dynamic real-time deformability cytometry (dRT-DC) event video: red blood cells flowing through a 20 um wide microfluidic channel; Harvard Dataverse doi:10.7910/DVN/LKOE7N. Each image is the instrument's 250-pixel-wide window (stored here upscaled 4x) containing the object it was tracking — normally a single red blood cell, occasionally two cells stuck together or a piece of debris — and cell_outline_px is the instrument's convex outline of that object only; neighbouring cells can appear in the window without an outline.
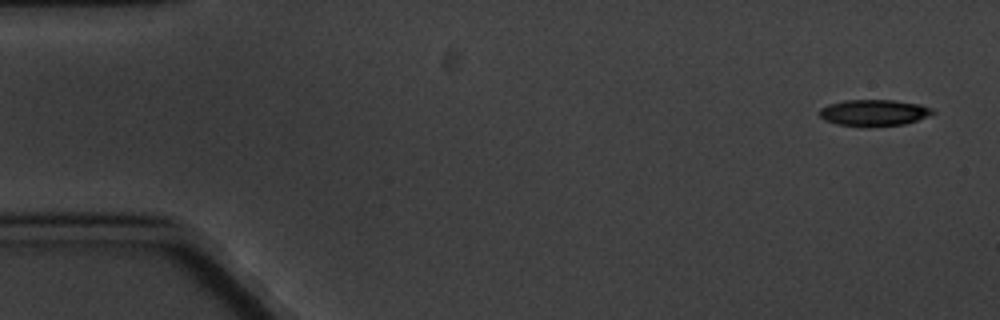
{"species": "common noctule bat (a hibernating species)", "species_latin": "Nyctalus noctula", "temperature_condition": "cold", "stored_images_in_passage": 4, "camera_frame_rate_fps": 3000, "um_per_image_px": 0.085, "animal": {"sex": "male", "body_mass_g": 20.1, "forearm_length_mm": 53.5}, "frame": {"image": 1, "passage_image": 1, "time_ms": 0.0, "image_size_px": [1000, 320], "cell_outline_px": [[936, 112], [916, 120], [904, 124], [868, 128], [836, 124], [824, 120], [820, 116], [820, 108], [828, 104], [844, 100], [892, 100], [920, 104], [932, 108]], "centroid_in_image_um": [74.25, 9.59], "position_along_channel_um": 10.8, "area_um2": 17.63}}
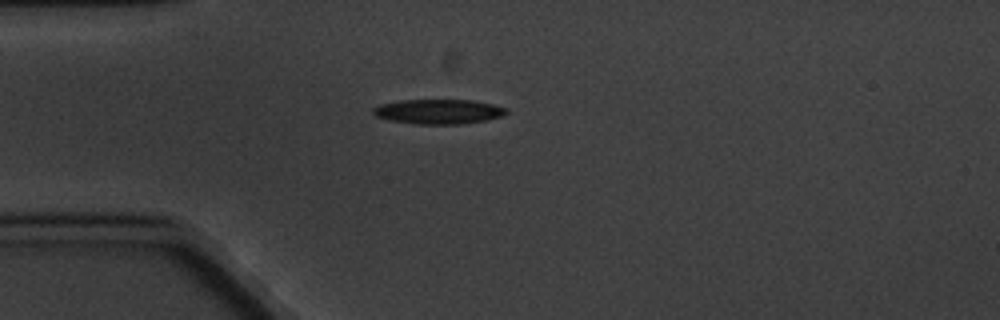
{"frame": {"image": 2, "passage_image": 4, "time_ms": 4.333, "image_size_px": [1000, 320], "cell_outline_px": [[508, 112], [500, 116], [484, 120], [460, 124], [416, 124], [388, 120], [376, 116], [372, 112], [372, 108], [380, 104], [400, 100], [472, 100], [492, 104], [508, 108]], "centroid_in_image_um": [37.24, 9.48], "position_along_channel_um": 47.8, "area_um2": 19.13}}